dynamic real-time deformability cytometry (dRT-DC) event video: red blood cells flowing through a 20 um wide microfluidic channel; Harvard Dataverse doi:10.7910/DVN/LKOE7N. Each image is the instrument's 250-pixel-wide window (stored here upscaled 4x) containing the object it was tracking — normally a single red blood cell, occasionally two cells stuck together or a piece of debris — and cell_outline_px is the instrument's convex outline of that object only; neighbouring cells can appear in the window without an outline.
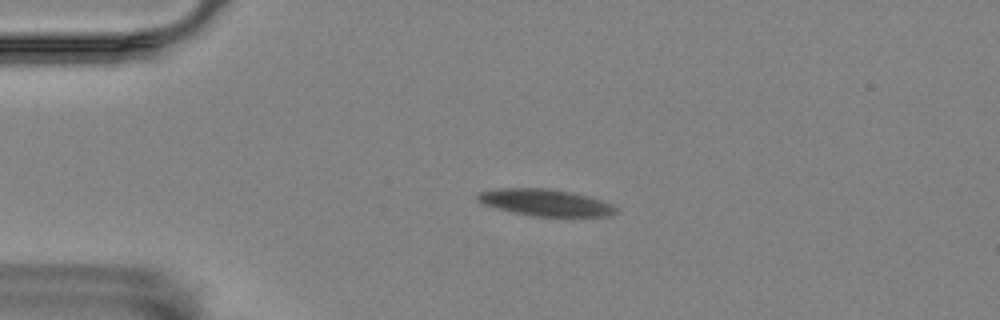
{"species": "Egyptian fruit bat (a non-hibernating species)", "species_latin": "Rousettus aegyptiacus", "temperature_condition": "room temperature", "stored_images_in_passage": 64, "camera_frame_rate_fps": 3000, "um_per_image_px": 0.085, "animal": {"sex": "female"}, "frame": {"image": 1, "passage_image": 14, "time_ms": 4.333, "image_size_px": [1000, 320], "cell_outline_px": [[616, 212], [612, 216], [532, 216], [484, 204], [476, 200], [476, 192], [496, 188], [544, 188], [568, 192], [588, 196], [604, 200], [612, 204], [616, 208]], "centroid_in_image_um": [46.35, 17.21], "position_along_channel_um": 38.6, "area_um2": 21.39}}
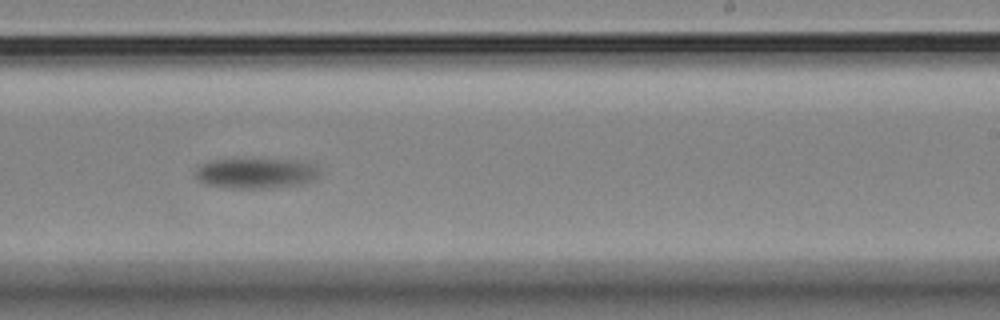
{"frame": {"image": 2, "passage_image": 39, "time_ms": 12.667, "image_size_px": [1000, 320], "cell_outline_px": [[320, 172], [312, 180], [304, 184], [272, 188], [224, 188], [204, 184], [192, 172], [200, 164], [212, 160], [288, 160], [308, 164], [320, 168]], "centroid_in_image_um": [21.68, 14.75], "position_along_channel_um": 267.3, "area_um2": 21.79}}
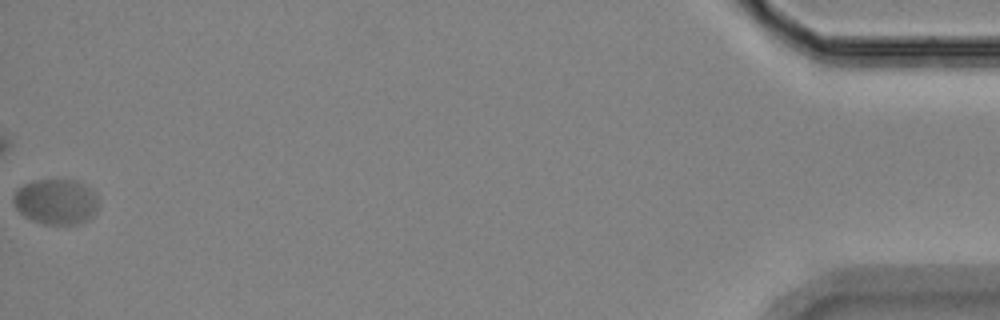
{"frame": {"image": 3, "passage_image": 64, "time_ms": 21.0, "image_size_px": [1000, 320], "cell_outline_px": [[100, 200], [96, 212], [88, 220], [76, 224], [44, 224], [32, 220], [24, 216], [12, 204], [12, 196], [16, 188], [32, 180], [76, 180], [84, 184]], "centroid_in_image_um": [4.73, 17.14], "position_along_channel_um": 430.5, "area_um2": 22.77}}